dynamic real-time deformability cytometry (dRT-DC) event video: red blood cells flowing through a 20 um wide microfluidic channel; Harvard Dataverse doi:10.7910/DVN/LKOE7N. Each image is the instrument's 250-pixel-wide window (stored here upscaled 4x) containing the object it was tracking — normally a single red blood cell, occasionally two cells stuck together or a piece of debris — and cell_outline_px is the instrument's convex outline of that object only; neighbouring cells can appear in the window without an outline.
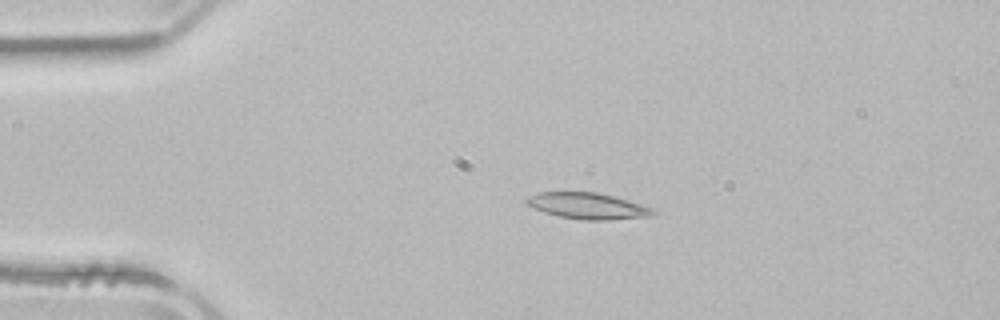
{"species": "common noctule bat (a hibernating species)", "species_latin": "Nyctalus noctula", "temperature_condition": "room temperature", "stored_images_in_passage": 3, "camera_frame_rate_fps": 3000, "um_per_image_px": 0.085, "animal": {"sex": "male", "body_mass_g": 21.5, "forearm_length_mm": 52.0}, "frame": {"image": 1, "passage_image": 2, "time_ms": 2.667, "image_size_px": [1000, 320], "cell_outline_px": [[656, 212], [648, 216], [608, 220], [584, 220], [560, 216], [544, 212], [532, 208], [524, 204], [524, 200], [528, 196], [540, 192], [596, 192], [612, 196], [652, 208]], "centroid_in_image_um": [49.86, 17.5], "position_along_channel_um": 35.1, "area_um2": 19.07}}